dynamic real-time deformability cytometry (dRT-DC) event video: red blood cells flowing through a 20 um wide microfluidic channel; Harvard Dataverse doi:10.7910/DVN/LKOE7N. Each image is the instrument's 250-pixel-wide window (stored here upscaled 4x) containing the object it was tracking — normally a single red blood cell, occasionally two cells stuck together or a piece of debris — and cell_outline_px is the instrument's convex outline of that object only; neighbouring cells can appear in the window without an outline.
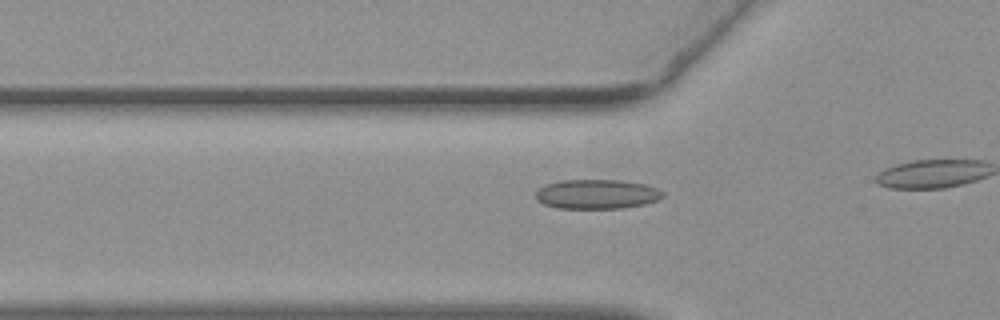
{"species": "common noctule bat (a hibernating species)", "species_latin": "Nyctalus noctula", "temperature_condition": "warm", "stored_images_in_passage": 10, "camera_frame_rate_fps": 3000, "um_per_image_px": 0.085, "animal": {"sex": "female", "body_mass_g": 19.3, "forearm_length_mm": 54.1}, "frame": {"image": 1, "passage_image": 5, "time_ms": 1.333, "image_size_px": [1000, 320], "cell_outline_px": [[664, 196], [656, 200], [644, 204], [620, 208], [556, 208], [544, 204], [536, 200], [536, 192], [544, 184], [560, 180], [620, 180], [644, 184], [656, 188], [664, 192]], "centroid_in_image_um": [50.7, 16.5], "position_along_channel_um": 75.1, "area_um2": 21.79}}